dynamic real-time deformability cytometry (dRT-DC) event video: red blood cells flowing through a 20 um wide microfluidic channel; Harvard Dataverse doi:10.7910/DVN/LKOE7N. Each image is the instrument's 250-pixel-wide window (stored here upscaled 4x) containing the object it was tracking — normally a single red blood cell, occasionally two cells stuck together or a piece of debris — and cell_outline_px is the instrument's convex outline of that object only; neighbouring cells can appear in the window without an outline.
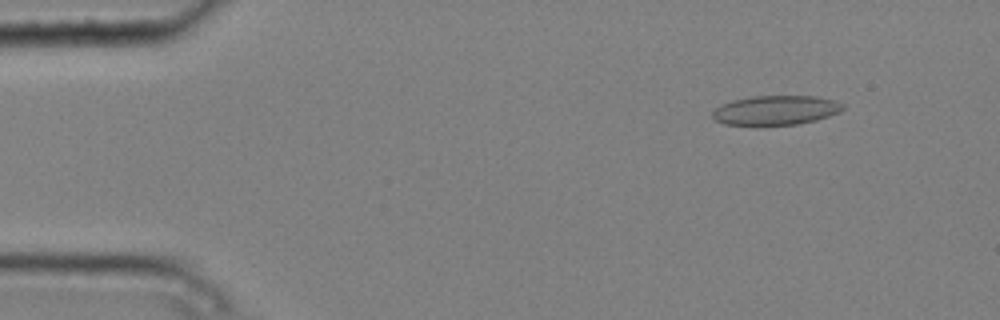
{"species": "common noctule bat (a hibernating species)", "species_latin": "Nyctalus noctula", "temperature_condition": "cold", "stored_images_in_passage": 6, "camera_frame_rate_fps": 3000, "um_per_image_px": 0.085, "animal": {"sex": "male", "body_mass_g": 20.4}, "frame": {"image": 1, "passage_image": 2, "time_ms": 0.333, "image_size_px": [1000, 320], "cell_outline_px": [[844, 108], [840, 112], [816, 120], [796, 124], [760, 128], [756, 128], [724, 124], [716, 120], [712, 116], [712, 112], [716, 108], [732, 100], [752, 96], [816, 96], [832, 100], [844, 104]], "centroid_in_image_um": [65.89, 9.42], "position_along_channel_um": 19.1, "area_um2": 23.06}}
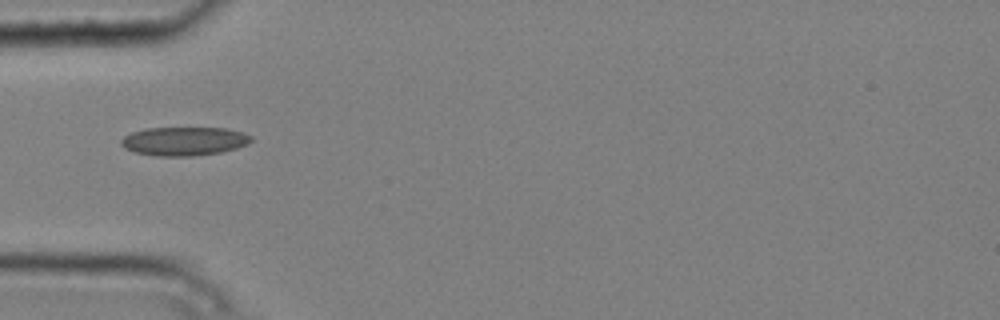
{"frame": {"image": 2, "passage_image": 5, "time_ms": 1.333, "image_size_px": [1000, 320], "cell_outline_px": [[252, 140], [248, 144], [236, 148], [220, 152], [192, 156], [156, 156], [136, 152], [124, 148], [120, 144], [120, 140], [124, 136], [132, 132], [144, 128], [224, 128], [244, 132], [252, 136]], "centroid_in_image_um": [15.64, 12.0], "position_along_channel_um": 69.4, "area_um2": 21.79}}
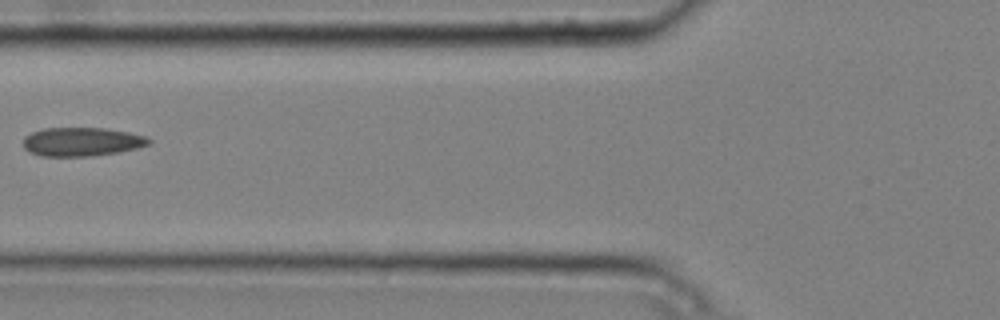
{"frame": {"image": 3, "passage_image": 6, "time_ms": 1.667, "image_size_px": [1000, 320], "cell_outline_px": [[152, 140], [148, 144], [136, 148], [116, 152], [92, 156], [40, 156], [28, 152], [24, 148], [24, 136], [32, 132], [44, 128], [104, 128], [128, 132], [144, 136]], "centroid_in_image_um": [6.9, 12.05], "position_along_channel_um": 118.9, "area_um2": 20.92}}